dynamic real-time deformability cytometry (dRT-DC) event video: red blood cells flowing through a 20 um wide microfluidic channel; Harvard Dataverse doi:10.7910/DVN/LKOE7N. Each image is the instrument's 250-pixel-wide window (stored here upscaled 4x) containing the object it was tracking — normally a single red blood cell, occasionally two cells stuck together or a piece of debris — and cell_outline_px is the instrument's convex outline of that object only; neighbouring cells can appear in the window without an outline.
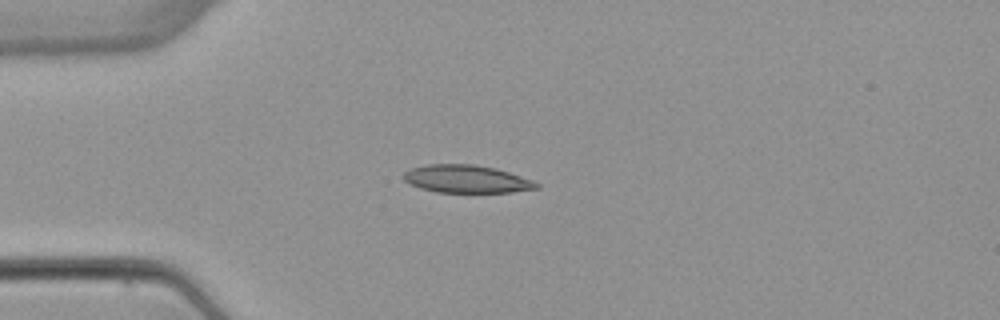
{"species": "common noctule bat (a hibernating species)", "species_latin": "Nyctalus noctula", "temperature_condition": "warm", "stored_images_in_passage": 4, "camera_frame_rate_fps": 3000, "um_per_image_px": 0.085, "animal": {"sex": "female", "body_mass_g": 22.7, "forearm_length_mm": 54.2}, "frame": {"image": 1, "passage_image": 3, "time_ms": 3.333, "image_size_px": [1000, 320], "cell_outline_px": [[540, 188], [512, 192], [436, 192], [420, 188], [408, 184], [404, 180], [404, 172], [412, 168], [428, 164], [472, 164], [496, 168], [532, 180], [540, 184]], "centroid_in_image_um": [39.65, 15.22], "position_along_channel_um": 45.4, "area_um2": 21.5}}
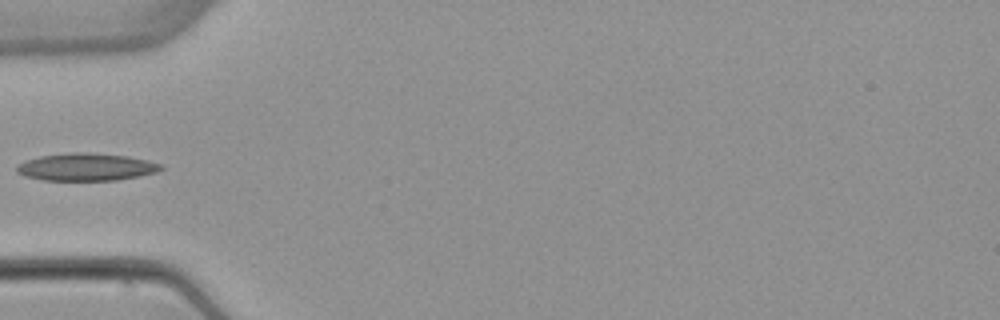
{"frame": {"image": 2, "passage_image": 4, "time_ms": 4.667, "image_size_px": [1000, 320], "cell_outline_px": [[164, 168], [156, 172], [140, 176], [116, 180], [44, 180], [24, 176], [16, 172], [16, 164], [24, 160], [40, 156], [72, 152], [88, 152], [128, 156], [148, 160], [160, 164]], "centroid_in_image_um": [7.3, 14.19], "position_along_channel_um": 77.7, "area_um2": 23.24}}